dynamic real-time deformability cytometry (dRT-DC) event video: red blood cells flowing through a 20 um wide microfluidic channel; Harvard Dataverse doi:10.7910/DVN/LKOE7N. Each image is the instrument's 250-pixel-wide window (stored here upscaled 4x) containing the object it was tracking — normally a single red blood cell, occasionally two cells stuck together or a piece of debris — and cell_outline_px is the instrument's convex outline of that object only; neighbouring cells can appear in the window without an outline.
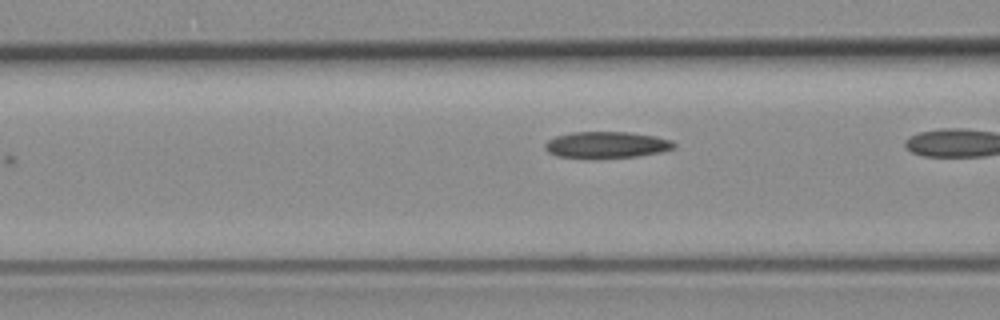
{"species": "common noctule bat (a hibernating species)", "species_latin": "Nyctalus noctula", "temperature_condition": "room temperature", "stored_images_in_passage": 5, "camera_frame_rate_fps": 3000, "um_per_image_px": 0.085, "animal": {"sex": "female", "body_mass_g": 19.3, "forearm_length_mm": 54.1}, "frame": {"image": 1, "passage_image": 4, "time_ms": 1.0, "image_size_px": [1000, 320], "cell_outline_px": [[676, 144], [672, 148], [660, 152], [636, 156], [596, 160], [588, 160], [556, 156], [548, 152], [544, 148], [544, 144], [548, 140], [556, 136], [572, 132], [628, 132], [656, 136], [672, 140]], "centroid_in_image_um": [51.49, 12.34], "position_along_channel_um": 115.1, "area_um2": 20.46}}